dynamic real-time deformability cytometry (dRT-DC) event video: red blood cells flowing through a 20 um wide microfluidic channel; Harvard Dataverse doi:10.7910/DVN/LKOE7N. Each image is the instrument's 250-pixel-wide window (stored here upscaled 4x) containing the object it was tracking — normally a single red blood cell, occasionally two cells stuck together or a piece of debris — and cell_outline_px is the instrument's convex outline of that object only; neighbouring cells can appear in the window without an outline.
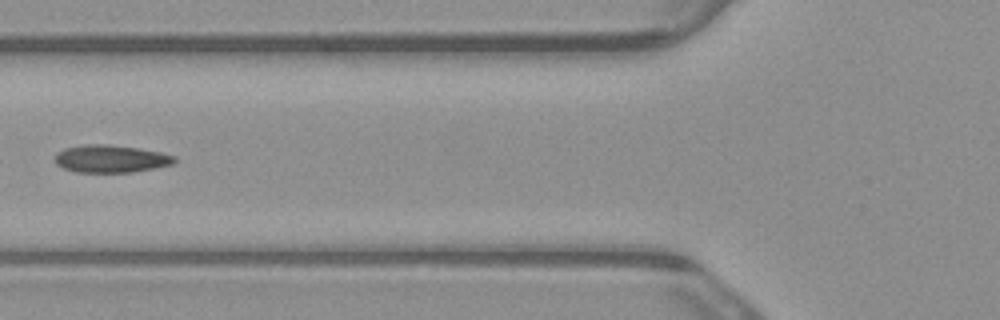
{"species": "common noctule bat (a hibernating species)", "species_latin": "Nyctalus noctula", "temperature_condition": "warm", "stored_images_in_passage": 6, "camera_frame_rate_fps": 3000, "um_per_image_px": 0.085, "animal": {"sex": "male", "body_mass_g": 23.1, "forearm_length_mm": 52.7}, "frame": {"image": 1, "passage_image": 5, "time_ms": 1.333, "image_size_px": [1000, 320], "cell_outline_px": [[176, 160], [172, 164], [156, 168], [132, 172], [76, 172], [64, 168], [56, 164], [56, 152], [64, 148], [84, 144], [108, 144], [136, 148], [160, 152], [176, 156]], "centroid_in_image_um": [9.41, 13.49], "position_along_channel_um": 116.4, "area_um2": 19.19}}
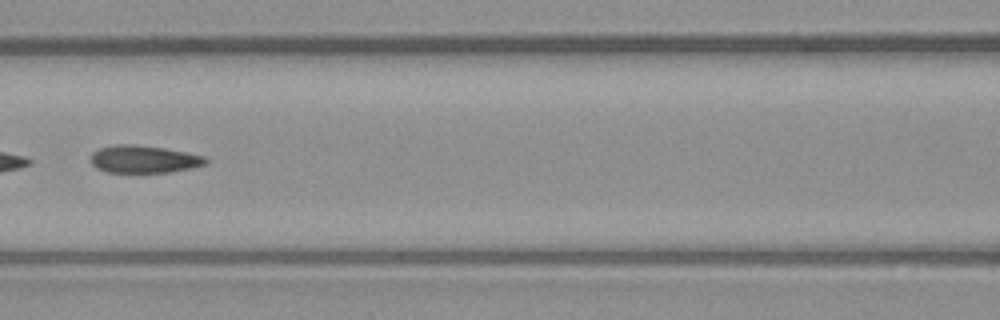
{"frame": {"image": 2, "passage_image": 6, "time_ms": 1.667, "image_size_px": [1000, 320], "cell_outline_px": [[208, 164], [192, 168], [168, 172], [108, 172], [96, 168], [88, 160], [92, 152], [100, 148], [112, 144], [136, 144], [164, 148], [188, 152], [204, 156], [208, 160]], "centroid_in_image_um": [12.21, 13.52], "position_along_channel_um": 154.4, "area_um2": 18.73}}